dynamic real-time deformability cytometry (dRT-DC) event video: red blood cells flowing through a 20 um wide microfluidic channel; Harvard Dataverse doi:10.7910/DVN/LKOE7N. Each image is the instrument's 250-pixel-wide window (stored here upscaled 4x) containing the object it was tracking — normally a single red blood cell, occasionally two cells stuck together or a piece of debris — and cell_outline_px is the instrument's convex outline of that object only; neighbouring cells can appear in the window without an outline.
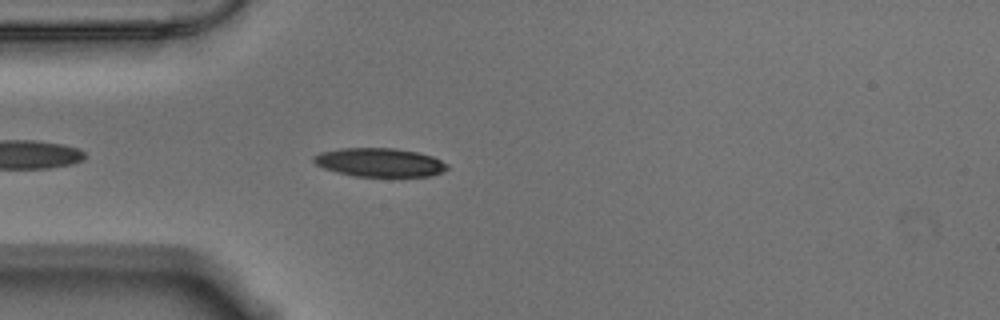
{"species": "Egyptian fruit bat (a non-hibernating species)", "species_latin": "Rousettus aegyptiacus", "temperature_condition": "warm", "stored_images_in_passage": 8, "camera_frame_rate_fps": 3000, "um_per_image_px": 0.085, "animal": {"sex": "male"}, "frame": {"image": 1, "passage_image": 4, "time_ms": 1.0, "image_size_px": [1000, 320], "cell_outline_px": [[448, 168], [440, 172], [428, 176], [356, 176], [336, 172], [324, 168], [316, 164], [312, 160], [312, 156], [320, 152], [340, 148], [396, 148], [416, 152], [432, 156], [448, 164]], "centroid_in_image_um": [32.22, 13.79], "position_along_channel_um": 52.8, "area_um2": 22.2}}